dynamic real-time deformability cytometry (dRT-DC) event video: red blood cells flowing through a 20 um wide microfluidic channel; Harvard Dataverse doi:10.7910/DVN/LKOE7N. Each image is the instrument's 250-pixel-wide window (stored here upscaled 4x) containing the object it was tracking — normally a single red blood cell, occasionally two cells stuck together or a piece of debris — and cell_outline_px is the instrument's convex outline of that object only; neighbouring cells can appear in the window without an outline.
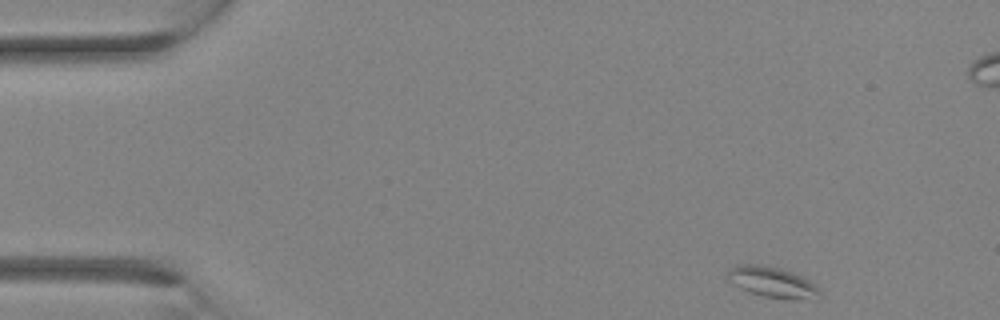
{"species": "Egyptian fruit bat (a non-hibernating species)", "species_latin": "Rousettus aegyptiacus", "temperature_condition": "room temperature", "stored_images_in_passage": 31, "segment_of_instrument_passage": [1, 2], "camera_frame_rate_fps": 3000, "um_per_image_px": 0.085, "animal": {"sex": "female"}, "frame": {"image": 1, "passage_image": 1, "time_ms": 0.0, "image_size_px": [1000, 320], "cell_outline_px": [[820, 296], [796, 300], [792, 300], [764, 296], [740, 288], [728, 280], [724, 276], [732, 268], [740, 264], [760, 264], [780, 268], [804, 276], [816, 284], [820, 288]], "centroid_in_image_um": [65.67, 23.97], "position_along_channel_um": 19.3, "area_um2": 16.53}}
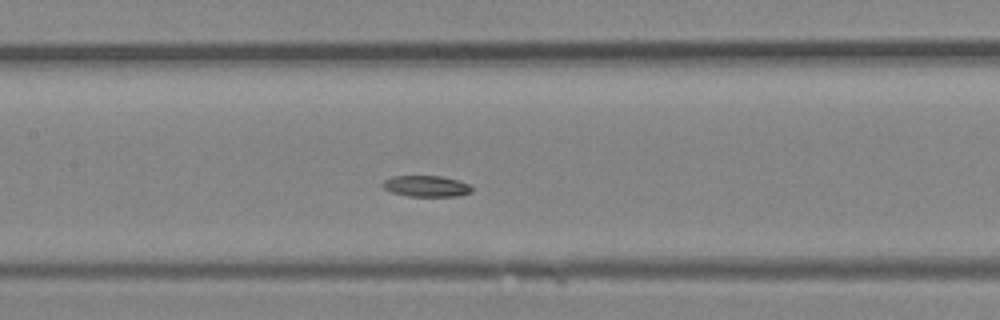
{"frame": {"image": 2, "passage_image": 13, "time_ms": 4.0, "image_size_px": [1000, 320], "cell_outline_px": [[472, 192], [456, 196], [408, 196], [392, 192], [384, 188], [380, 184], [384, 180], [392, 176], [440, 176], [456, 180], [468, 184], [472, 188]], "centroid_in_image_um": [36.19, 15.82], "position_along_channel_um": 171.2, "area_um2": 10.87}}
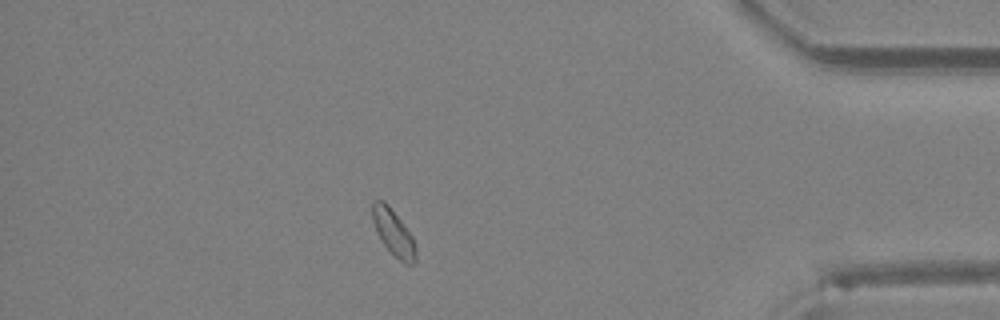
{"frame": {"image": 3, "passage_image": 26, "time_ms": 8.333, "image_size_px": [1000, 320], "cell_outline_px": [[416, 260], [412, 264], [404, 264], [384, 244], [372, 220], [372, 200], [384, 200], [388, 204], [412, 236], [416, 244]], "centroid_in_image_um": [33.46, 19.75], "position_along_channel_um": 401.7, "area_um2": 11.39}}